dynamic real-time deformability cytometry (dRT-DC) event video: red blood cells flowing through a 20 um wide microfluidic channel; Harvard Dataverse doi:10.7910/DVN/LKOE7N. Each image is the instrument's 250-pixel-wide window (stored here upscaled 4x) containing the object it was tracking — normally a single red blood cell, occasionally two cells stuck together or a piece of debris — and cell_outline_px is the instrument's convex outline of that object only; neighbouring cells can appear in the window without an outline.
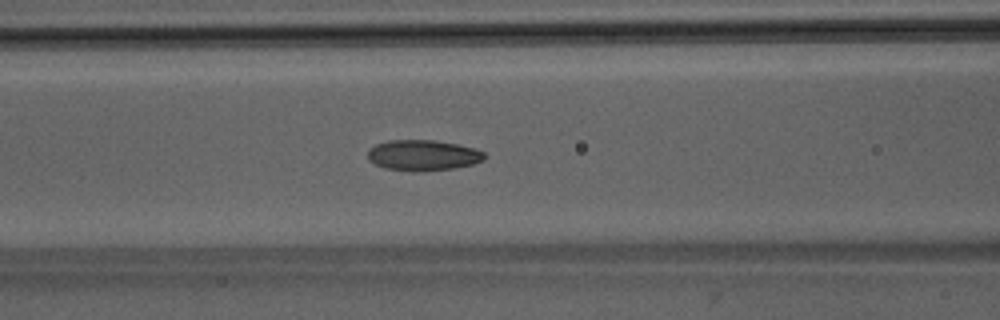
{"species": "Egyptian fruit bat (a non-hibernating species)", "species_latin": "Rousettus aegyptiacus", "temperature_condition": "room temperature", "stored_images_in_passage": 44, "camera_frame_rate_fps": 3000, "um_per_image_px": 0.085, "animal": {"sex": "male"}, "frame": {"image": 1, "passage_image": 19, "time_ms": 6.0, "image_size_px": [1000, 320], "cell_outline_px": [[484, 160], [472, 164], [452, 168], [412, 172], [384, 168], [368, 160], [368, 148], [376, 144], [388, 140], [436, 140], [476, 148], [484, 152]], "centroid_in_image_um": [35.92, 13.19], "position_along_channel_um": 130.7, "area_um2": 20.92}}
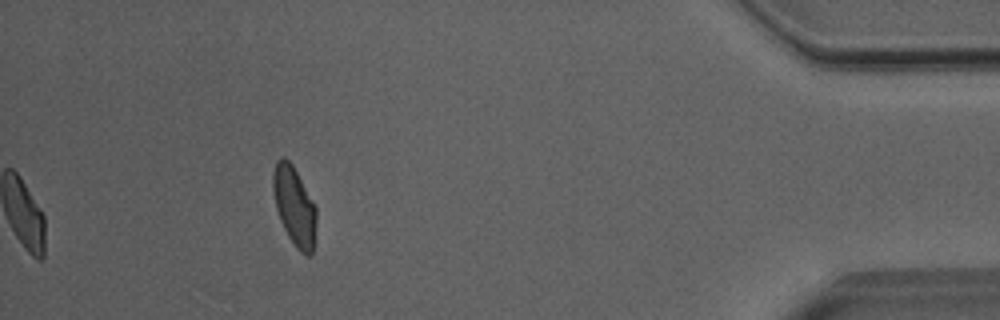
{"frame": {"image": 2, "passage_image": 44, "time_ms": 14.333, "image_size_px": [1000, 320], "cell_outline_px": [[316, 220], [312, 256], [308, 256], [300, 252], [296, 248], [288, 236], [280, 220], [276, 208], [272, 188], [272, 172], [276, 160], [280, 156], [284, 156], [292, 164], [316, 204]], "centroid_in_image_um": [25.01, 17.49], "position_along_channel_um": 410.2, "area_um2": 20.23}, "authors_computed_cell_mechanics": {"area_um2": 20.4323, "velocity_mm_per_s": 4.0298, "shape_relaxation_time_tau1_ms": 7.3886, "shape_relaxation_time_tau2_ms": 1.7562, "deformation_change_tau1": 0.1748, "deformation_change_tau2": 0.0771}}